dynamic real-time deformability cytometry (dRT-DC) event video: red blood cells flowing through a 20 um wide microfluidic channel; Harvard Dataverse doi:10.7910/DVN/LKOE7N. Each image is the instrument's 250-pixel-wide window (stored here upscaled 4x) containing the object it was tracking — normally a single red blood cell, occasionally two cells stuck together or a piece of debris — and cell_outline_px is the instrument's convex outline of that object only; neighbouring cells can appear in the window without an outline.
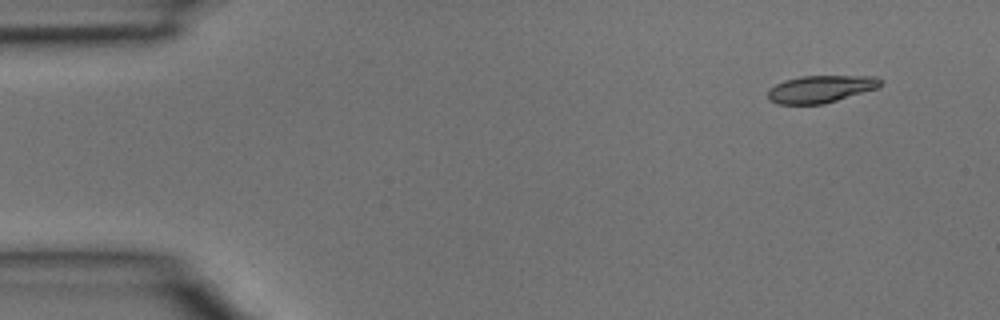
{"species": "common noctule bat (a hibernating species)", "species_latin": "Nyctalus noctula", "temperature_condition": "room temperature", "stored_images_in_passage": 3, "camera_frame_rate_fps": 3000, "um_per_image_px": 0.085, "animal": {"sex": "male", "body_mass_g": 15.6}, "frame": {"image": 1, "passage_image": 1, "time_ms": 0.0, "image_size_px": [1000, 320], "cell_outline_px": [[884, 80], [876, 88], [824, 104], [780, 104], [772, 100], [768, 96], [768, 88], [784, 80], [800, 76], [876, 76]], "centroid_in_image_um": [69.75, 7.55], "position_along_channel_um": 15.2, "area_um2": 17.74}}